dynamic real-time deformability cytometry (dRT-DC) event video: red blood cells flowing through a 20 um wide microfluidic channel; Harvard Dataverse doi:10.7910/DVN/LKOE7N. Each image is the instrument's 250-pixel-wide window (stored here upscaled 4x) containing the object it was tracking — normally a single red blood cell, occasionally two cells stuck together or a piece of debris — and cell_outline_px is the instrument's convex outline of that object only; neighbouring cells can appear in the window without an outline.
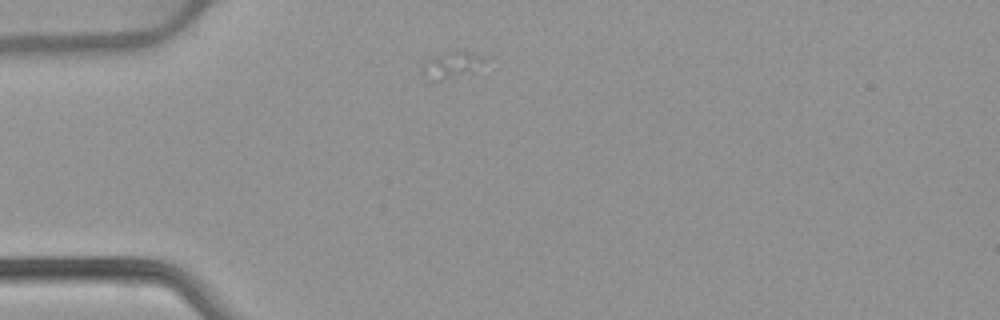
{"species": "common noctule bat (a hibernating species)", "species_latin": "Nyctalus noctula", "temperature_condition": "warm", "stored_images_in_passage": 4, "camera_frame_rate_fps": 3000, "um_per_image_px": 0.085, "animal": {"sex": "female", "body_mass_g": 22.7, "forearm_length_mm": 54.2}, "frame": {"image": 1, "passage_image": 2, "time_ms": 0.333, "image_size_px": [1000, 320], "cell_outline_px": [[484, 60], [472, 72], [428, 84], [424, 84], [424, 60], [432, 56], [456, 48], [484, 56]], "centroid_in_image_um": [38.28, 5.53], "position_along_channel_um": 46.7, "area_um2": 10.06}}